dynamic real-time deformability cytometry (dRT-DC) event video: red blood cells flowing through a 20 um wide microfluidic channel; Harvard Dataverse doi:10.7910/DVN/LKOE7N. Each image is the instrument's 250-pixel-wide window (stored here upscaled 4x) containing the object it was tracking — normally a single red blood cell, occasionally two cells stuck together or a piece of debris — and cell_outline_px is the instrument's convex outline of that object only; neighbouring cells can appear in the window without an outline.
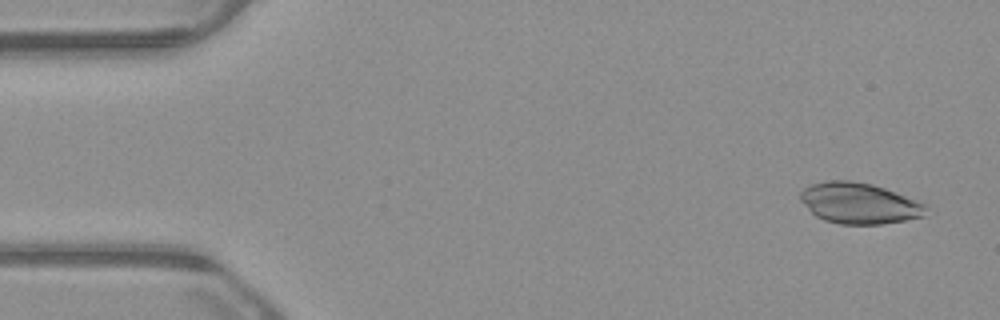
{"species": "common noctule bat (a hibernating species)", "species_latin": "Nyctalus noctula", "temperature_condition": "warm", "stored_images_in_passage": 51, "camera_frame_rate_fps": 3000, "um_per_image_px": 0.085, "animal": {"sex": "male", "body_mass_g": 23.1, "forearm_length_mm": 52.7}, "frame": {"image": 1, "passage_image": 1, "time_ms": 0.0, "image_size_px": [1000, 320], "cell_outline_px": [[928, 204], [924, 216], [904, 220], [880, 224], [840, 224], [824, 220], [816, 216], [800, 200], [800, 192], [804, 188], [812, 184], [824, 180], [848, 180], [872, 184], [884, 188]], "centroid_in_image_um": [73.03, 17.27], "position_along_channel_um": 12.0, "area_um2": 29.88}}